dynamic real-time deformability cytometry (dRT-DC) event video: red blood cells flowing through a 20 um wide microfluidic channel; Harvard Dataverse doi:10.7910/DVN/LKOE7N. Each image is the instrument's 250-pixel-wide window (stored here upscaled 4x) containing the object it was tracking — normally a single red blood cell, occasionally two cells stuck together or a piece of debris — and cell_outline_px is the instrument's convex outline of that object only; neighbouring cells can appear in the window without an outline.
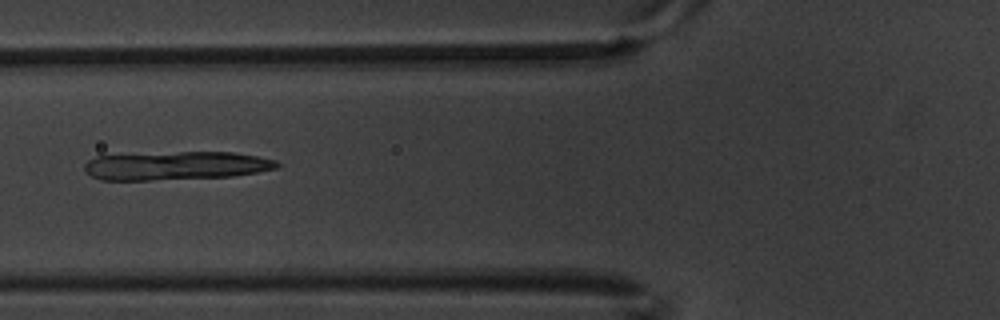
{"species": "common noctule bat (a hibernating species)", "species_latin": "Nyctalus noctula", "temperature_condition": "warm", "stored_images_in_passage": 9, "camera_frame_rate_fps": 3000, "um_per_image_px": 0.085, "animal": {"sex": "male", "body_mass_g": 20.1, "forearm_length_mm": 53.5}, "frame": {"image": 1, "passage_image": 6, "time_ms": 1.667, "image_size_px": [1000, 320], "cell_outline_px": [[280, 164], [276, 168], [256, 172], [232, 176], [152, 180], [100, 180], [92, 176], [84, 168], [84, 164], [88, 160], [96, 156], [180, 152], [232, 152], [256, 156], [276, 160]], "centroid_in_image_um": [14.95, 14.08], "position_along_channel_um": 110.9, "area_um2": 31.67}}